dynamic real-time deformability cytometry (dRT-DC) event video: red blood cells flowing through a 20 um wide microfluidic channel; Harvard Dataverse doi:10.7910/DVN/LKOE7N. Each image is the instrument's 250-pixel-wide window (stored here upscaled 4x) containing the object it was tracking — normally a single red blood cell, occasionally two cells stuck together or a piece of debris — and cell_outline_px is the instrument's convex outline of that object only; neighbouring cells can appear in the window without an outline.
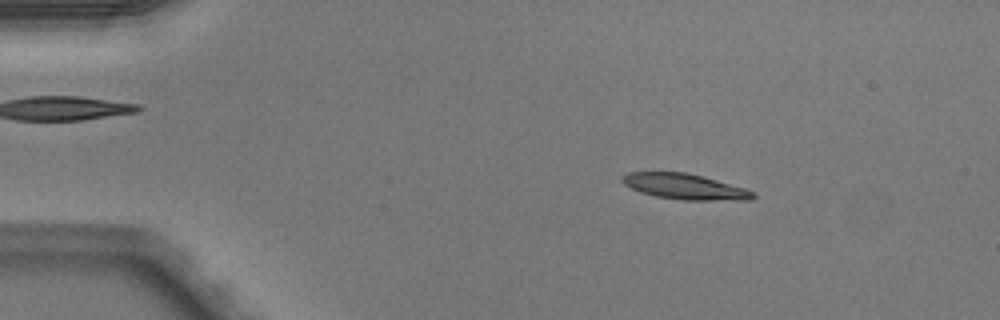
{"species": "Egyptian fruit bat (a non-hibernating species)", "species_latin": "Rousettus aegyptiacus", "temperature_condition": "warm", "stored_images_in_passage": 49, "camera_frame_rate_fps": 3000, "um_per_image_px": 0.085, "animal": {"sex": "male"}, "frame": {"image": 1, "passage_image": 8, "time_ms": 2.333, "image_size_px": [1000, 320], "cell_outline_px": [[756, 196], [752, 200], [684, 200], [656, 196], [640, 192], [624, 184], [620, 180], [620, 176], [628, 172], [688, 172], [704, 176], [744, 188], [756, 192]], "centroid_in_image_um": [58.22, 15.85], "position_along_channel_um": 26.8, "area_um2": 19.65}}
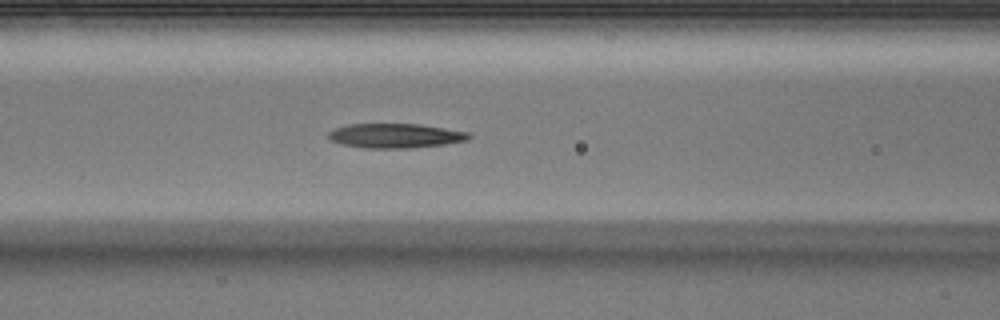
{"frame": {"image": 2, "passage_image": 21, "time_ms": 6.667, "image_size_px": [1000, 320], "cell_outline_px": [[472, 136], [468, 140], [444, 144], [408, 148], [364, 148], [340, 144], [328, 140], [328, 132], [336, 128], [348, 124], [420, 124], [468, 132]], "centroid_in_image_um": [33.57, 11.54], "position_along_channel_um": 133.0, "area_um2": 20.06}}
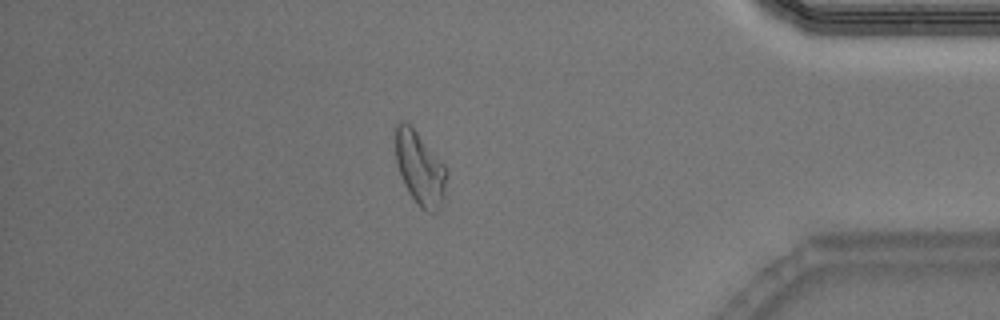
{"frame": {"image": 3, "passage_image": 43, "time_ms": 14.0, "image_size_px": [1000, 320], "cell_outline_px": [[448, 172], [444, 200], [440, 208], [436, 212], [428, 212], [420, 208], [416, 204], [408, 192], [404, 184], [396, 160], [396, 124], [400, 120], [404, 120], [416, 132], [448, 168]], "centroid_in_image_um": [35.73, 14.36], "position_along_channel_um": 399.5, "area_um2": 21.91}, "authors_computed_cell_mechanics": {"area_um2": 19.941, "velocity_mm_per_s": 4.0739, "shape_relaxation_time_tau1_ms": null, "shape_relaxation_time_tau2_ms": 4.4065, "deformation_change_tau1": null, "deformation_change_tau2": 0.1389}}